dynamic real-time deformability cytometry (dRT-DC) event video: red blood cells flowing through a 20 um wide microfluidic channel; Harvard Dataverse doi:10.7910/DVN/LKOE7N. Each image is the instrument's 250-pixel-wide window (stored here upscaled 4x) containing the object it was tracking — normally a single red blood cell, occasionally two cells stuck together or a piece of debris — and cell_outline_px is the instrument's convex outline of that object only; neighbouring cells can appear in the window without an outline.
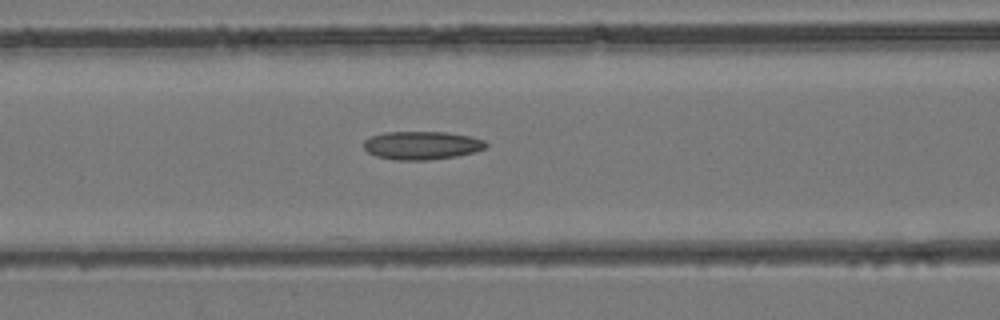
{"species": "common noctule bat (a hibernating species)", "species_latin": "Nyctalus noctula", "temperature_condition": "room temperature", "stored_images_in_passage": 31, "camera_frame_rate_fps": 3000, "um_per_image_px": 0.085, "animal": {"sex": "female", "body_mass_g": 24.6, "forearm_length_mm": 56.2}, "frame": {"image": 1, "passage_image": 5, "time_ms": 1.333, "image_size_px": [1000, 320], "cell_outline_px": [[488, 144], [484, 148], [476, 152], [456, 156], [428, 160], [396, 160], [376, 156], [368, 152], [364, 148], [364, 140], [372, 136], [384, 132], [444, 132], [472, 136], [484, 140]], "centroid_in_image_um": [35.87, 12.35], "position_along_channel_um": 130.7, "area_um2": 20.17}}
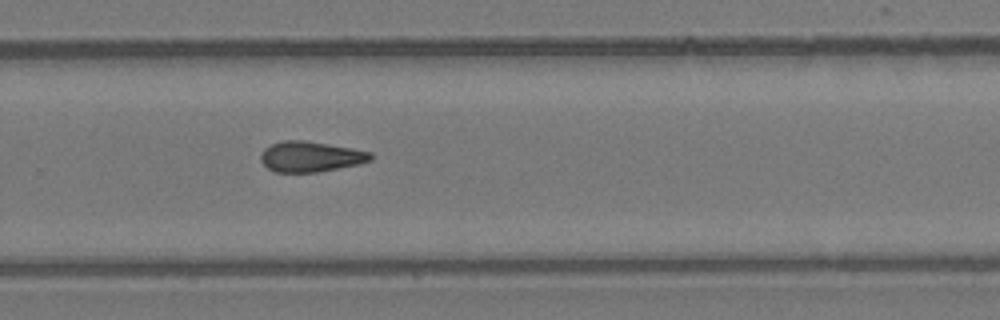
{"frame": {"image": 2, "passage_image": 16, "time_ms": 5.0, "image_size_px": [1000, 320], "cell_outline_px": [[372, 160], [360, 164], [316, 172], [276, 172], [268, 168], [260, 160], [260, 156], [264, 148], [272, 144], [284, 140], [304, 140], [352, 148], [372, 152]], "centroid_in_image_um": [26.41, 13.31], "position_along_channel_um": 303.4, "area_um2": 19.48}}
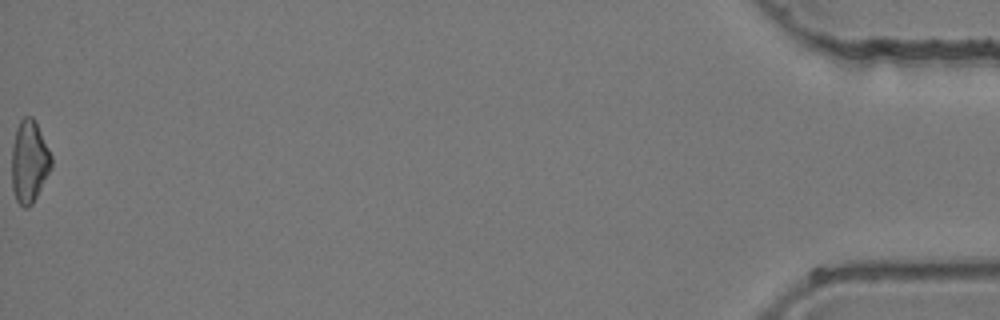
{"frame": {"image": 3, "passage_image": 31, "time_ms": 10.0, "image_size_px": [1000, 320], "cell_outline_px": [[52, 168], [32, 204], [28, 208], [24, 208], [16, 200], [12, 188], [12, 144], [16, 128], [20, 120], [24, 116], [32, 116], [36, 120], [52, 156]], "centroid_in_image_um": [2.49, 13.71], "position_along_channel_um": 432.7, "area_um2": 19.25}}